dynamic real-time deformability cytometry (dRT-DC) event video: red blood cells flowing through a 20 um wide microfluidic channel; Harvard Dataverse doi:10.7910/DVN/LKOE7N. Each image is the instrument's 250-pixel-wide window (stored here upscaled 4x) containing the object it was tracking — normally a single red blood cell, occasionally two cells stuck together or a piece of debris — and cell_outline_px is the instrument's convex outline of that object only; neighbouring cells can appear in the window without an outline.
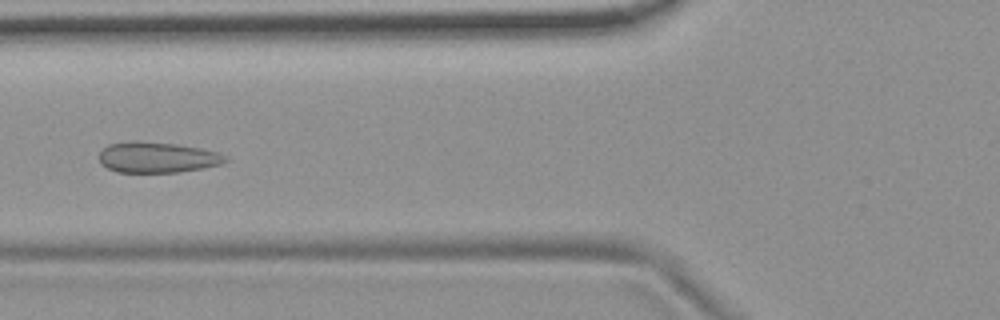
{"species": "common noctule bat (a hibernating species)", "species_latin": "Nyctalus noctula", "temperature_condition": "room temperature", "stored_images_in_passage": 45, "camera_frame_rate_fps": 3000, "um_per_image_px": 0.085, "animal": {"sex": "female", "body_mass_g": 19.9}, "frame": {"image": 1, "passage_image": 12, "time_ms": 3.667, "image_size_px": [1000, 320], "cell_outline_px": [[228, 160], [220, 164], [204, 168], [180, 172], [116, 172], [100, 164], [100, 152], [108, 144], [132, 140], [136, 140], [176, 144], [200, 148], [216, 152], [228, 156]], "centroid_in_image_um": [13.36, 13.37], "position_along_channel_um": 112.4, "area_um2": 22.72}}
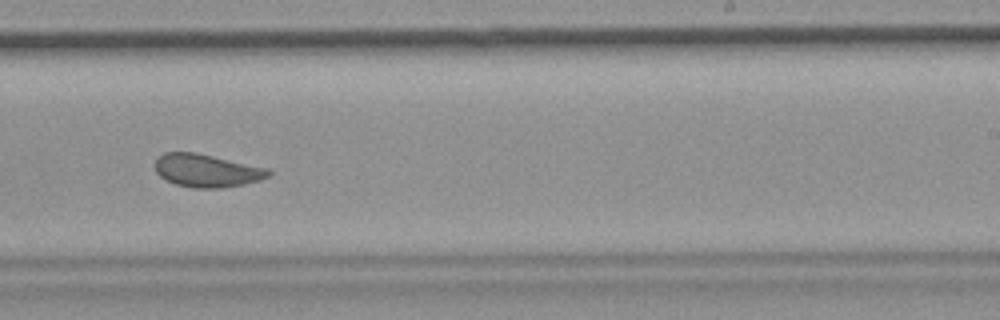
{"frame": {"image": 2, "passage_image": 25, "time_ms": 8.0, "image_size_px": [1000, 320], "cell_outline_px": [[272, 172], [268, 176], [260, 180], [244, 184], [220, 188], [192, 188], [176, 184], [160, 176], [156, 172], [156, 160], [164, 152], [196, 152], [268, 168]], "centroid_in_image_um": [17.59, 14.5], "position_along_channel_um": 271.4, "area_um2": 21.68}}
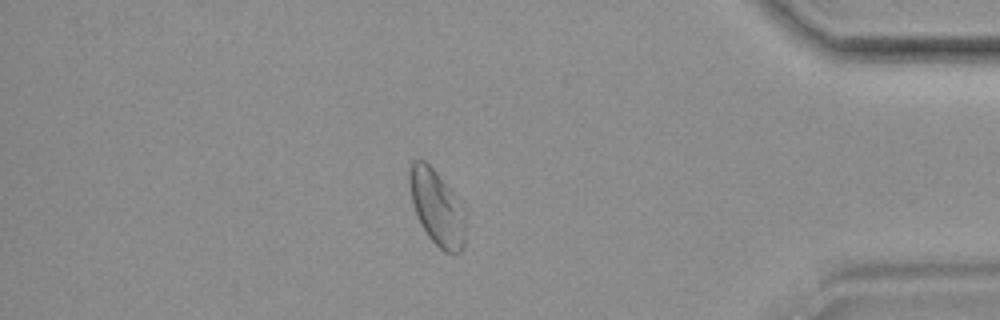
{"frame": {"image": 3, "passage_image": 38, "time_ms": 12.333, "image_size_px": [1000, 320], "cell_outline_px": [[464, 244], [460, 252], [444, 252], [428, 236], [420, 224], [412, 204], [408, 180], [408, 168], [412, 160], [424, 160], [436, 172], [448, 188], [464, 216]], "centroid_in_image_um": [37.05, 17.63], "position_along_channel_um": 398.2, "area_um2": 23.76}, "authors_computed_cell_mechanics": {"area_um2": 23.0044, "velocity_mm_per_s": 3.6871, "shape_relaxation_time_tau1_ms": null, "shape_relaxation_time_tau2_ms": 0.5665, "deformation_change_tau1": null, "deformation_change_tau2": 0.0666}}